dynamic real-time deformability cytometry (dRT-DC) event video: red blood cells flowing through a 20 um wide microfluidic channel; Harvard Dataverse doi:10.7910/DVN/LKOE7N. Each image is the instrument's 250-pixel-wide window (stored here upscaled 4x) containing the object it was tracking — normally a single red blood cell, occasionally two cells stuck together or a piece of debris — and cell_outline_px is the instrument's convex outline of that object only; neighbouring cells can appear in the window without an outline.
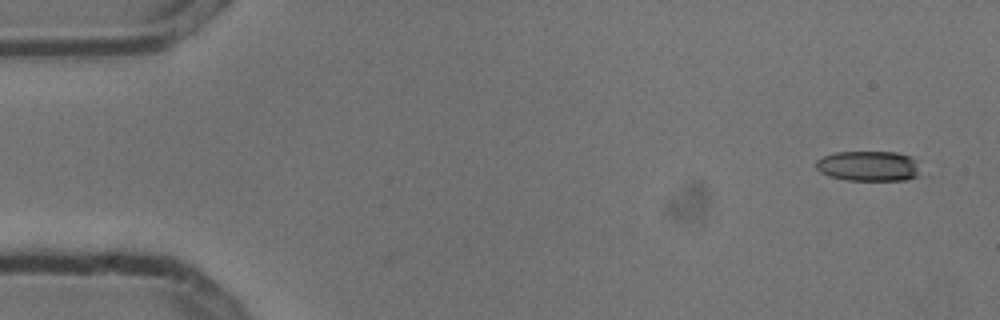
{"species": "common noctule bat (a hibernating species)", "species_latin": "Nyctalus noctula", "temperature_condition": "cold", "stored_images_in_passage": 5, "segment_of_instrument_passage": [1, 2], "camera_frame_rate_fps": 3000, "um_per_image_px": 0.085, "animal": {"sex": "male", "body_mass_g": 13.3}, "frame": {"image": 1, "passage_image": 1, "time_ms": 0.0, "image_size_px": [1000, 320], "cell_outline_px": [[920, 176], [904, 180], [848, 180], [828, 176], [820, 172], [816, 168], [816, 160], [824, 156], [836, 152], [896, 152], [912, 156], [916, 160]], "centroid_in_image_um": [73.84, 14.11], "position_along_channel_um": 11.2, "area_um2": 18.5}}
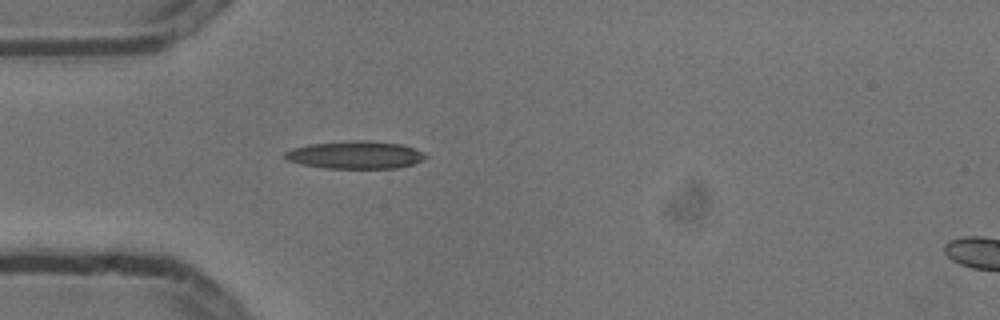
{"frame": {"image": 2, "passage_image": 4, "time_ms": 1.0, "image_size_px": [1000, 320], "cell_outline_px": [[428, 156], [424, 160], [412, 164], [396, 168], [324, 168], [300, 164], [284, 160], [284, 152], [292, 148], [308, 144], [352, 140], [368, 140], [400, 144], [412, 148]], "centroid_in_image_um": [30.13, 13.16], "position_along_channel_um": 54.9, "area_um2": 22.77}}